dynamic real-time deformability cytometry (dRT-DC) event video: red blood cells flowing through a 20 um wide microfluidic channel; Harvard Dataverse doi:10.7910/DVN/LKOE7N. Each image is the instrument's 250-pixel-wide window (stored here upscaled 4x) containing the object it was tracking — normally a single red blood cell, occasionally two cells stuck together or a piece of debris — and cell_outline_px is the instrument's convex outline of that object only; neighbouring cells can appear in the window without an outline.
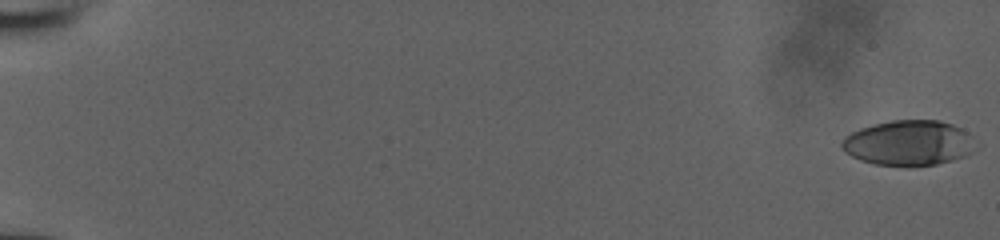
{"species": "human", "species_latin": "Homo sapiens", "temperature_condition": "room temperature", "stored_images_in_passage": 54, "camera_frame_rate_fps": 3000, "um_per_image_px": 0.085, "donor": {"sex": "male"}, "frame": {"image": 1, "passage_image": 1, "time_ms": 0.0, "image_size_px": [1000, 240], "cell_outline_px": [[980, 148], [964, 156], [952, 160], [936, 164], [876, 164], [860, 160], [844, 152], [840, 144], [844, 136], [860, 128], [872, 124], [892, 120], [940, 120], [952, 124], [968, 132], [980, 144]], "centroid_in_image_um": [77.29, 12.12], "position_along_channel_um": 7.7, "area_um2": 35.32}}
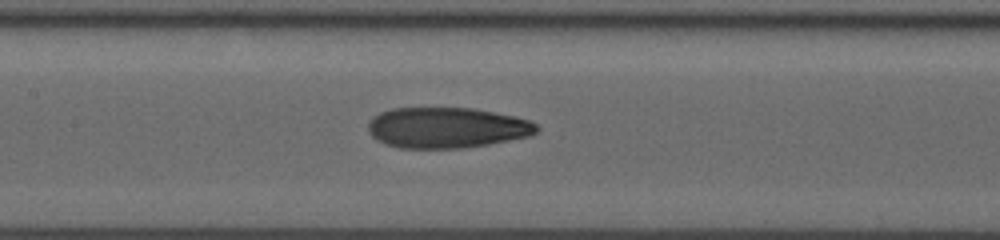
{"frame": {"image": 2, "passage_image": 29, "time_ms": 9.333, "image_size_px": [1000, 240], "cell_outline_px": [[540, 128], [536, 132], [528, 136], [488, 144], [460, 148], [400, 148], [384, 144], [376, 140], [368, 132], [368, 120], [372, 116], [380, 112], [392, 108], [472, 108], [512, 116], [528, 120], [536, 124]], "centroid_in_image_um": [37.9, 10.85], "position_along_channel_um": 169.5, "area_um2": 39.94}}
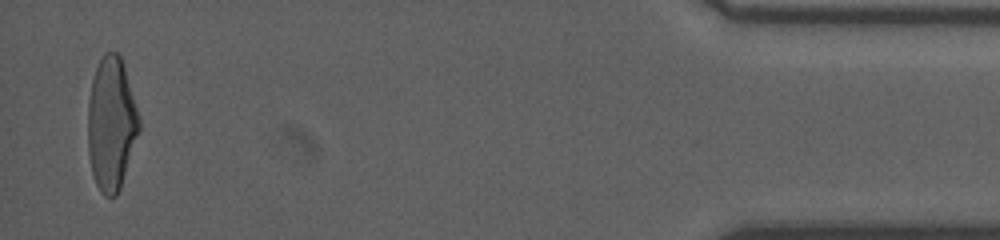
{"frame": {"image": 3, "passage_image": 53, "time_ms": 17.333, "image_size_px": [1000, 240], "cell_outline_px": [[140, 128], [120, 188], [116, 196], [104, 196], [100, 192], [92, 176], [88, 152], [88, 100], [92, 80], [96, 68], [104, 52], [116, 52], [120, 56], [124, 64], [140, 120]], "centroid_in_image_um": [9.45, 10.53], "position_along_channel_um": 425.8, "area_um2": 39.71}}